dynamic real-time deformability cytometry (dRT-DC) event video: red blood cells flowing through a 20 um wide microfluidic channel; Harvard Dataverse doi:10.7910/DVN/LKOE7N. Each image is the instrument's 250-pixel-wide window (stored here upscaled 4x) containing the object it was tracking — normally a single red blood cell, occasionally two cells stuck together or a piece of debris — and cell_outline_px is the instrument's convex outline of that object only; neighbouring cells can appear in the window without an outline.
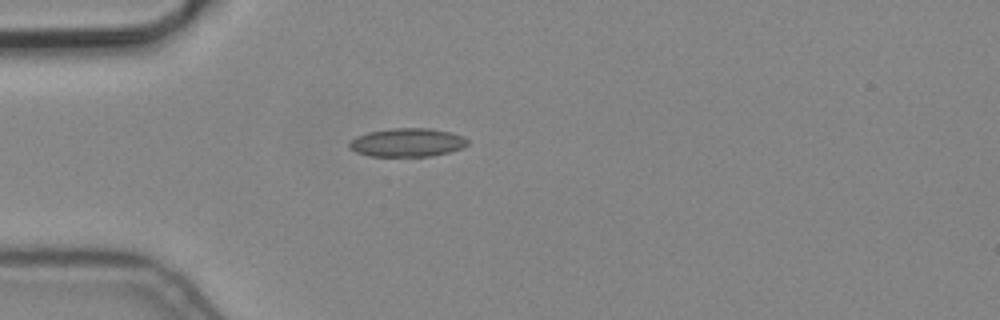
{"species": "common noctule bat (a hibernating species)", "species_latin": "Nyctalus noctula", "temperature_condition": "cold", "stored_images_in_passage": 1, "camera_frame_rate_fps": 3000, "um_per_image_px": 0.085, "animal": {"sex": "male", "body_mass_g": 19.2, "forearm_length_mm": 51.8}, "frame": {"image": 1, "passage_image": 1, "time_ms": 0.0, "image_size_px": [1000, 320], "cell_outline_px": [[468, 144], [460, 148], [448, 152], [432, 156], [368, 156], [356, 152], [348, 148], [348, 144], [356, 136], [368, 132], [392, 128], [428, 128], [448, 132], [464, 136], [468, 140]], "centroid_in_image_um": [34.58, 12.11], "position_along_channel_um": 50.4, "area_um2": 19.59}}